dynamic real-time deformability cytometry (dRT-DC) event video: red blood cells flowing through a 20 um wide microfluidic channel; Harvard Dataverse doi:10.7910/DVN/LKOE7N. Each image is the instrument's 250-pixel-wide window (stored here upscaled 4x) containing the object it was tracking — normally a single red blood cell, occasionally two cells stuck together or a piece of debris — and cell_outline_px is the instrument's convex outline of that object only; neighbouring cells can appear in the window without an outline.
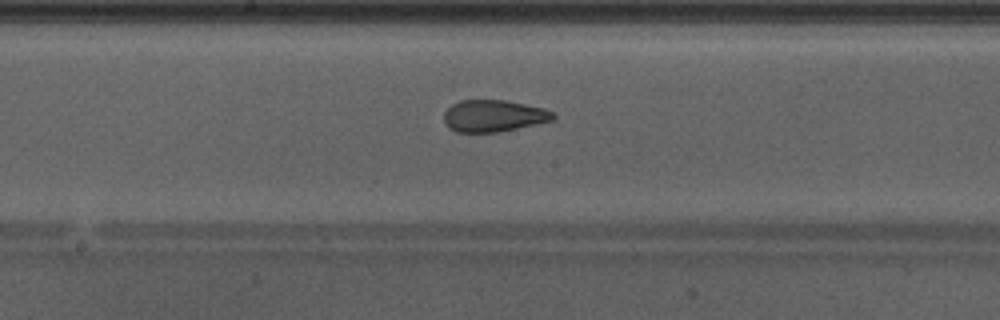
{"species": "Egyptian fruit bat (a non-hibernating species)", "species_latin": "Rousettus aegyptiacus", "temperature_condition": "warm", "stored_images_in_passage": 33, "camera_frame_rate_fps": 3000, "um_per_image_px": 0.085, "animal": {"sex": "male"}, "frame": {"image": 1, "passage_image": 19, "time_ms": 6.0, "image_size_px": [1000, 320], "cell_outline_px": [[556, 116], [552, 120], [516, 128], [496, 132], [456, 132], [448, 128], [444, 120], [444, 112], [452, 104], [460, 100], [504, 100], [544, 108], [552, 112]], "centroid_in_image_um": [41.91, 9.84], "position_along_channel_um": 206.3, "area_um2": 20.06}}